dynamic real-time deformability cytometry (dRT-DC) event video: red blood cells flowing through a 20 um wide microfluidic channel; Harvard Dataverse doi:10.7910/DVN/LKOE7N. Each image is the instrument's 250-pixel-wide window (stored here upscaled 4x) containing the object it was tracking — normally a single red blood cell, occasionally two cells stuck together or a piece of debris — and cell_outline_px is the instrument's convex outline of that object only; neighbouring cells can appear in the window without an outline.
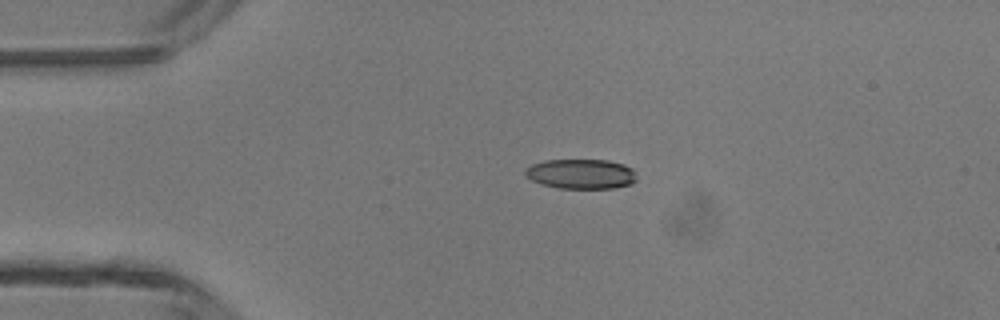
{"species": "common noctule bat (a hibernating species)", "species_latin": "Nyctalus noctula", "temperature_condition": "room temperature", "stored_images_in_passage": 38, "camera_frame_rate_fps": 3000, "um_per_image_px": 0.085, "animal": {"sex": "male", "body_mass_g": 13.3}, "frame": {"image": 1, "passage_image": 1, "time_ms": 0.0, "image_size_px": [1000, 320], "cell_outline_px": [[636, 180], [632, 184], [612, 188], [560, 188], [544, 184], [532, 180], [524, 172], [524, 168], [532, 164], [544, 160], [608, 160], [624, 164], [632, 168]], "centroid_in_image_um": [49.39, 14.77], "position_along_channel_um": 35.6, "area_um2": 19.25}}
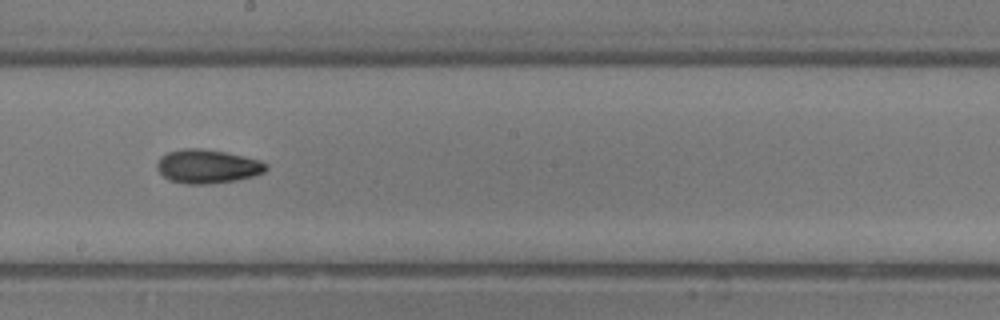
{"frame": {"image": 2, "passage_image": 17, "time_ms": 5.333, "image_size_px": [1000, 320], "cell_outline_px": [[268, 168], [264, 172], [252, 176], [236, 180], [208, 184], [184, 184], [168, 180], [156, 168], [156, 164], [168, 152], [184, 148], [200, 148], [224, 152], [244, 156], [260, 160], [268, 164]], "centroid_in_image_um": [17.64, 14.15], "position_along_channel_um": 230.6, "area_um2": 21.39}}
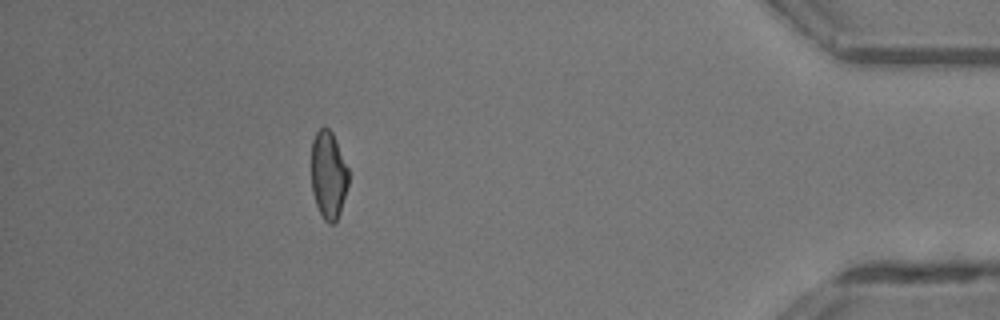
{"frame": {"image": 3, "passage_image": 33, "time_ms": 10.667, "image_size_px": [1000, 320], "cell_outline_px": [[348, 184], [340, 212], [336, 220], [332, 224], [328, 224], [324, 220], [316, 204], [312, 192], [312, 140], [316, 132], [320, 128], [328, 128], [332, 132], [336, 140], [348, 168]], "centroid_in_image_um": [27.91, 14.87], "position_along_channel_um": 407.3, "area_um2": 18.84}, "authors_computed_cell_mechanics": {"area_um2": 20.2589, "velocity_mm_per_s": 4.3489, "shape_relaxation_time_tau1_ms": 7.6254, "shape_relaxation_time_tau2_ms": null, "deformation_change_tau1": 0.2082, "deformation_change_tau2": null}}